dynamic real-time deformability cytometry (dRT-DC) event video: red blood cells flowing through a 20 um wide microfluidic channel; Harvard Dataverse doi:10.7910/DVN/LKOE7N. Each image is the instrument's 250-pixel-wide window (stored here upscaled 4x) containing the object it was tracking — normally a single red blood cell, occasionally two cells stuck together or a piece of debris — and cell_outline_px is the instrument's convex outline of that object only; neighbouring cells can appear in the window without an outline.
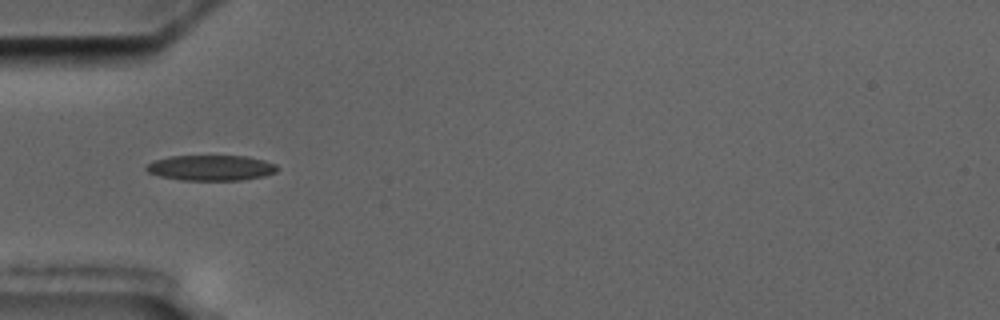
{"species": "common noctule bat (a hibernating species)", "species_latin": "Nyctalus noctula", "temperature_condition": "cold", "stored_images_in_passage": 6, "segment_of_instrument_passage": [2, 2], "camera_frame_rate_fps": 3000, "um_per_image_px": 0.085, "animal": {"sex": "male", "body_mass_g": 17.5, "forearm_length_mm": 52.3}, "frame": {"image": 1, "passage_image": 6, "time_ms": 5.667, "image_size_px": [1000, 320], "cell_outline_px": [[280, 168], [276, 172], [264, 176], [240, 180], [184, 180], [160, 176], [148, 172], [144, 168], [152, 160], [168, 156], [248, 156], [264, 160], [276, 164]], "centroid_in_image_um": [17.94, 14.26], "position_along_channel_um": 67.1, "area_um2": 19.54}}